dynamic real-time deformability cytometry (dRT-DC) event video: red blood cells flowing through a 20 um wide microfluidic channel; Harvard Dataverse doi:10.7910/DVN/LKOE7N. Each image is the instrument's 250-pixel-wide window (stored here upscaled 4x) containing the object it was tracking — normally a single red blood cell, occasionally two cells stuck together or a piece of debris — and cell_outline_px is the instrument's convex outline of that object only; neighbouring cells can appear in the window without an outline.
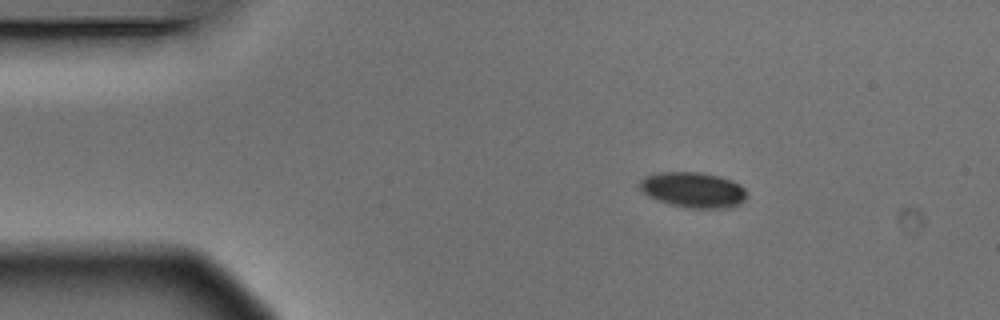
{"species": "Egyptian fruit bat (a non-hibernating species)", "species_latin": "Rousettus aegyptiacus", "temperature_condition": "warm", "stored_images_in_passage": 2, "camera_frame_rate_fps": 3000, "um_per_image_px": 0.085, "animal": {"sex": "male"}, "frame": {"image": 1, "passage_image": 1, "time_ms": 0.0, "image_size_px": [1000, 320], "cell_outline_px": [[744, 200], [728, 208], [684, 208], [668, 204], [656, 200], [648, 196], [636, 184], [644, 176], [660, 172], [700, 172], [720, 176], [732, 180], [740, 184], [744, 188]], "centroid_in_image_um": [58.85, 16.13], "position_along_channel_um": 26.1, "area_um2": 22.25}}